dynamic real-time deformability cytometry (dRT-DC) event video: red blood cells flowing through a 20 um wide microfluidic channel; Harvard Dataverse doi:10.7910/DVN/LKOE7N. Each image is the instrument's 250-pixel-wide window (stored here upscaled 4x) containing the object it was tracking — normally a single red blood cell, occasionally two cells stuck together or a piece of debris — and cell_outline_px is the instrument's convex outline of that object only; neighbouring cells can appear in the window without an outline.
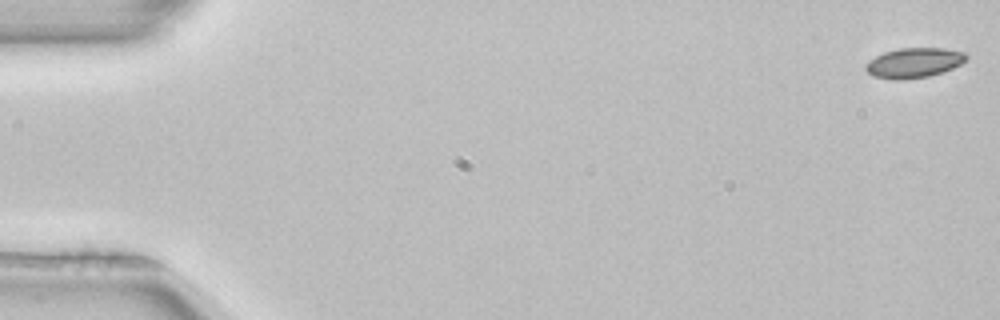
{"species": "common noctule bat (a hibernating species)", "species_latin": "Nyctalus noctula", "temperature_condition": "room temperature", "stored_images_in_passage": 52, "camera_frame_rate_fps": 3000, "um_per_image_px": 0.085, "animal": {"sex": "female", "body_mass_g": 22.7, "forearm_length_mm": 54.2}, "frame": {"image": 1, "passage_image": 1, "time_ms": 0.0, "image_size_px": [1000, 320], "cell_outline_px": [[968, 60], [952, 68], [928, 76], [904, 80], [892, 80], [872, 76], [864, 68], [864, 64], [876, 56], [884, 52], [900, 48], [944, 48], [968, 52]], "centroid_in_image_um": [77.69, 5.33], "position_along_channel_um": 7.3, "area_um2": 17.74}}
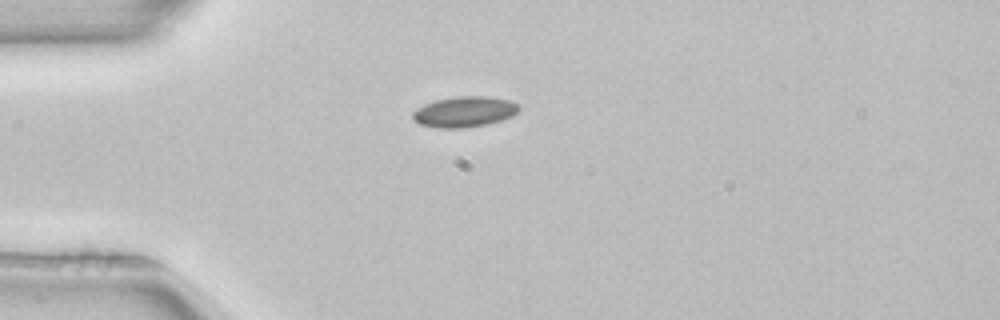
{"frame": {"image": 2, "passage_image": 14, "time_ms": 4.333, "image_size_px": [1000, 320], "cell_outline_px": [[520, 108], [512, 116], [488, 124], [464, 128], [440, 128], [420, 124], [412, 116], [412, 112], [416, 108], [424, 104], [436, 100], [456, 96], [488, 96], [508, 100], [520, 104]], "centroid_in_image_um": [39.48, 9.49], "position_along_channel_um": 45.5, "area_um2": 18.96}}
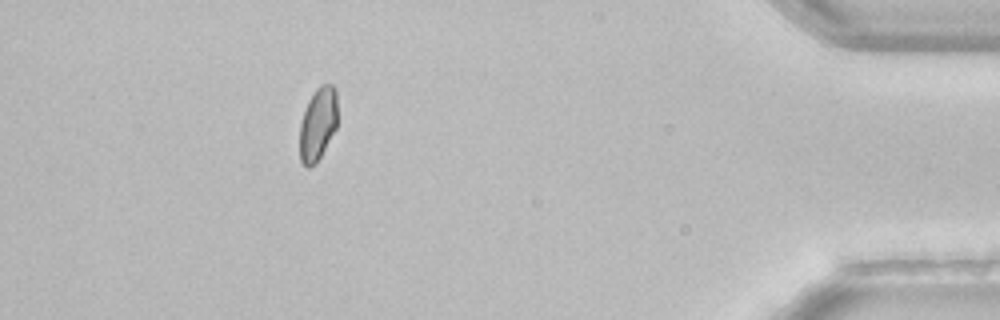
{"frame": {"image": 3, "passage_image": 47, "time_ms": 15.333, "image_size_px": [1000, 320], "cell_outline_px": [[336, 128], [316, 164], [308, 168], [300, 160], [300, 124], [304, 108], [308, 100], [316, 88], [320, 84], [332, 84], [336, 88]], "centroid_in_image_um": [27.0, 10.52], "position_along_channel_um": 408.2, "area_um2": 16.13}, "authors_computed_cell_mechanics": {"area_um2": 17.3689, "velocity_mm_per_s": 3.9797, "shape_relaxation_time_tau1_ms": 9.0964, "shape_relaxation_time_tau2_ms": null, "deformation_change_tau1": 0.1169, "deformation_change_tau2": null}}